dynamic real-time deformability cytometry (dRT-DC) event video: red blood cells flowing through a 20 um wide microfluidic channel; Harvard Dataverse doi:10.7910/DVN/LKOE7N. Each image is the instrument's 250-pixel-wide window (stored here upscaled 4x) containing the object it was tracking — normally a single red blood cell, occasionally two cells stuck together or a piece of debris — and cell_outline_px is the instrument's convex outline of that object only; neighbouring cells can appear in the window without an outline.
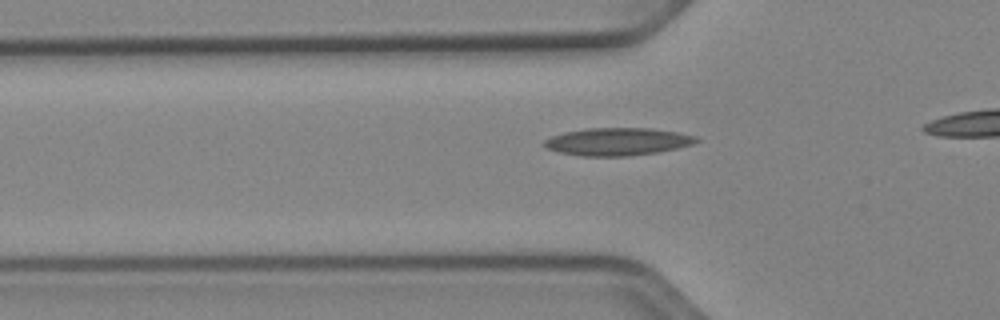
{"species": "Egyptian fruit bat (a non-hibernating species)", "species_latin": "Rousettus aegyptiacus", "temperature_condition": "cold", "stored_images_in_passage": 38, "camera_frame_rate_fps": 3000, "um_per_image_px": 0.085, "animal": {"sex": "female"}, "frame": {"image": 1, "passage_image": 13, "time_ms": 4.0, "image_size_px": [1000, 320], "cell_outline_px": [[700, 140], [692, 144], [676, 148], [656, 152], [628, 156], [580, 156], [560, 152], [548, 148], [540, 144], [544, 140], [552, 136], [564, 132], [584, 128], [648, 128], [676, 132], [696, 136]], "centroid_in_image_um": [52.45, 12.03], "position_along_channel_um": 73.4, "area_um2": 24.39}}
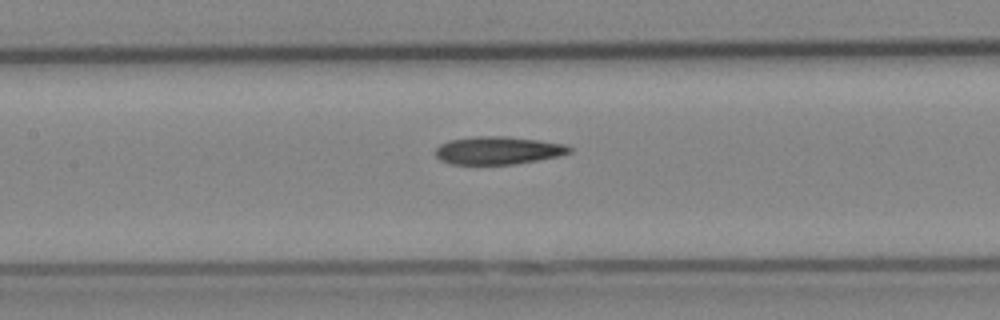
{"frame": {"image": 2, "passage_image": 20, "time_ms": 6.333, "image_size_px": [1000, 320], "cell_outline_px": [[572, 152], [560, 156], [516, 164], [452, 164], [440, 160], [436, 156], [436, 148], [440, 144], [448, 140], [476, 136], [508, 136], [540, 140], [568, 144], [572, 148]], "centroid_in_image_um": [42.38, 12.78], "position_along_channel_um": 165.0, "area_um2": 22.02}}
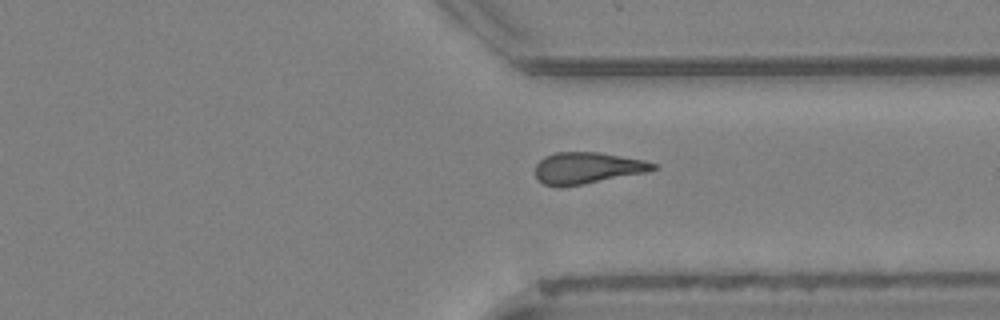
{"frame": {"image": 3, "passage_image": 35, "time_ms": 11.333, "image_size_px": [1000, 320], "cell_outline_px": [[660, 168], [648, 172], [584, 184], [544, 184], [536, 180], [536, 164], [544, 156], [556, 152], [600, 152], [644, 160], [660, 164]], "centroid_in_image_um": [50.01, 14.25], "position_along_channel_um": 361.4, "area_um2": 21.5}}